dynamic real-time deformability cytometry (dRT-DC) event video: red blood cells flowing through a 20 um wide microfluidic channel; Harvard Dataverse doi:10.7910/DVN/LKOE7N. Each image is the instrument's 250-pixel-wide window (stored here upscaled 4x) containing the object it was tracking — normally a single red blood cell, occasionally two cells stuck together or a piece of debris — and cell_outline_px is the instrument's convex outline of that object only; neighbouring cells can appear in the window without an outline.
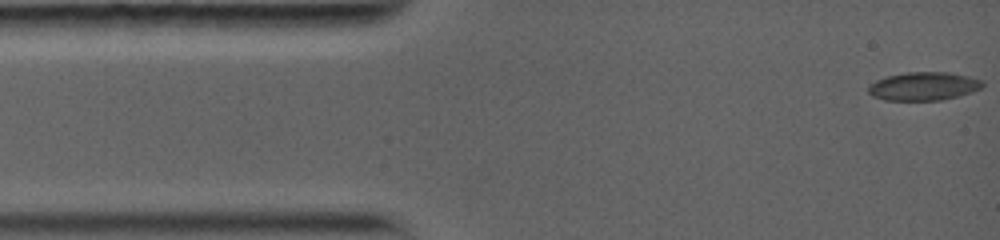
{"species": "common noctule bat (a hibernating species)", "species_latin": "Nyctalus noctula", "temperature_condition": "warm", "stored_images_in_passage": 43, "camera_frame_rate_fps": 5000, "um_per_image_px": 0.085, "animal": {"sex": "female", "body_mass_g": 19.0, "forearm_length_mm": 56.7}, "frame": {"image": 1, "passage_image": 1, "time_ms": 0.0, "image_size_px": [1000, 240], "cell_outline_px": [[984, 84], [980, 88], [972, 92], [940, 100], [884, 100], [872, 96], [868, 92], [868, 84], [876, 80], [888, 76], [908, 72], [948, 72], [968, 76], [984, 80]], "centroid_in_image_um": [78.49, 7.32], "position_along_channel_um": 6.5, "area_um2": 18.84}}
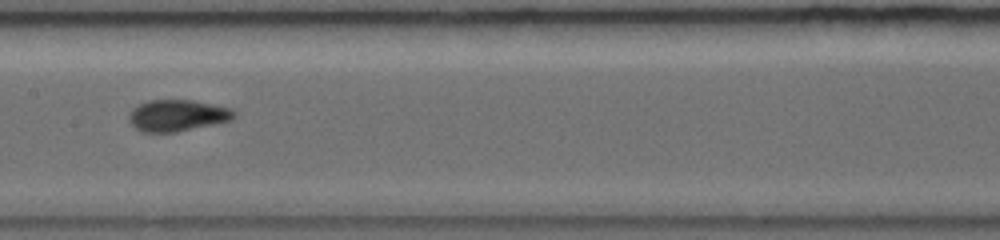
{"frame": {"image": 2, "passage_image": 18, "time_ms": 6.6, "image_size_px": [1000, 240], "cell_outline_px": [[236, 116], [232, 120], [176, 132], [140, 132], [128, 120], [128, 116], [132, 108], [148, 100], [192, 100], [232, 108], [236, 112]], "centroid_in_image_um": [15.08, 9.81], "position_along_channel_um": 192.3, "area_um2": 19.36}}
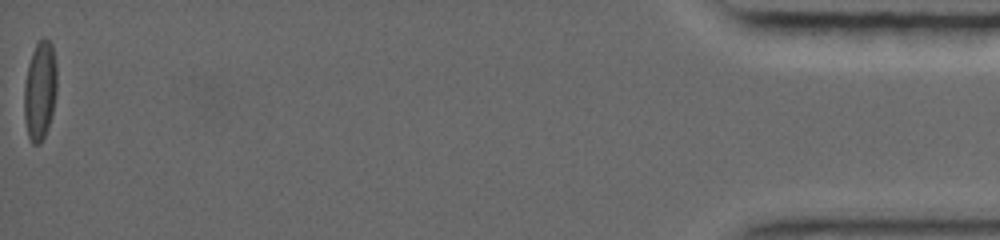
{"frame": {"image": 3, "passage_image": 43, "time_ms": 16.2, "image_size_px": [1000, 240], "cell_outline_px": [[56, 96], [48, 128], [40, 144], [32, 144], [28, 136], [24, 120], [24, 84], [28, 64], [32, 52], [36, 44], [44, 36], [52, 44], [56, 64]], "centroid_in_image_um": [3.39, 7.7], "position_along_channel_um": 431.8, "area_um2": 19.02}, "authors_computed_cell_mechanics": {"area_um2": 18.5538, "velocity_mm_per_s": 3.9564, "shape_relaxation_time_tau1_ms": 8.9534, "shape_relaxation_time_tau2_ms": 1.2564, "deformation_change_tau1": 0.2472, "deformation_change_tau2": 0.0571}}